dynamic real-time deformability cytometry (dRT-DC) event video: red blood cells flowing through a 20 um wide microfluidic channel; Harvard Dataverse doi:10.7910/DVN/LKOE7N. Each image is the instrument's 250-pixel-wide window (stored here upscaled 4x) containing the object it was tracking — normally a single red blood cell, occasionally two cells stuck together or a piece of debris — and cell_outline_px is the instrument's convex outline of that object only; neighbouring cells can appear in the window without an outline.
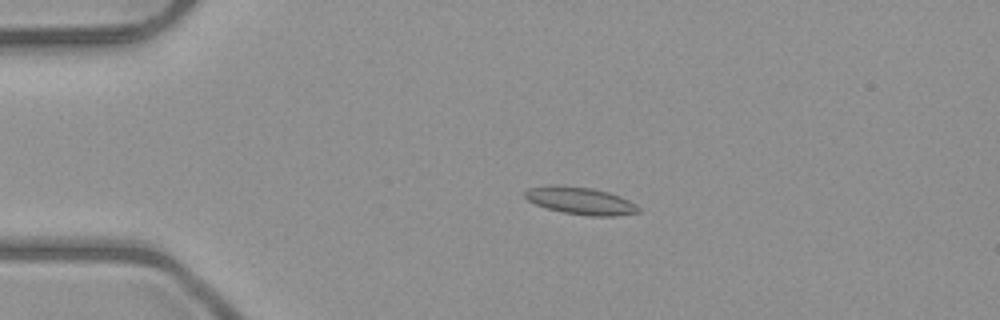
{"species": "common noctule bat (a hibernating species)", "species_latin": "Nyctalus noctula", "temperature_condition": "room temperature", "stored_images_in_passage": 52, "camera_frame_rate_fps": 3000, "um_per_image_px": 0.085, "animal": {"sex": "male", "body_mass_g": 23.1, "forearm_length_mm": 52.7}, "frame": {"image": 1, "passage_image": 12, "time_ms": 3.667, "image_size_px": [1000, 320], "cell_outline_px": [[640, 212], [616, 216], [588, 216], [564, 212], [548, 208], [536, 204], [528, 200], [524, 196], [524, 192], [528, 188], [548, 184], [560, 184], [592, 188], [608, 192], [620, 196], [636, 204], [640, 208]], "centroid_in_image_um": [49.33, 17.05], "position_along_channel_um": 35.7, "area_um2": 18.26}}
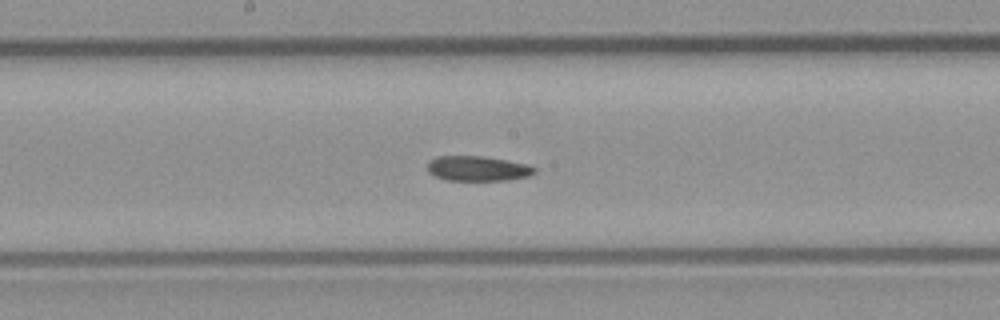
{"frame": {"image": 2, "passage_image": 28, "time_ms": 9.0, "image_size_px": [1000, 320], "cell_outline_px": [[536, 172], [528, 176], [508, 180], [444, 180], [428, 172], [428, 160], [436, 156], [484, 156], [528, 164], [536, 168]], "centroid_in_image_um": [40.59, 14.32], "position_along_channel_um": 207.6, "area_um2": 15.66}}
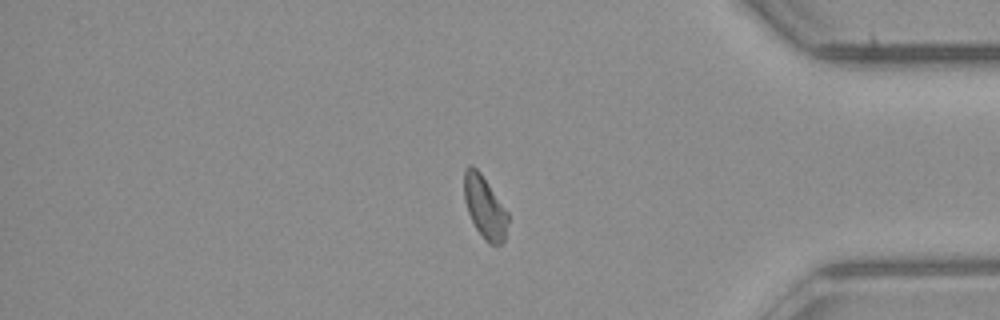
{"frame": {"image": 3, "passage_image": 44, "time_ms": 14.333, "image_size_px": [1000, 320], "cell_outline_px": [[508, 220], [504, 240], [500, 244], [488, 244], [484, 240], [476, 228], [468, 212], [464, 200], [464, 168], [468, 164], [472, 164], [480, 172], [508, 212]], "centroid_in_image_um": [41.18, 17.59], "position_along_channel_um": 394.0, "area_um2": 15.9}, "authors_computed_cell_mechanics": {"area_um2": 16.5886, "velocity_mm_per_s": 4.0078, "shape_relaxation_time_tau1_ms": 8.2374, "shape_relaxation_time_tau2_ms": null, "deformation_change_tau1": 0.1758, "deformation_change_tau2": null}}